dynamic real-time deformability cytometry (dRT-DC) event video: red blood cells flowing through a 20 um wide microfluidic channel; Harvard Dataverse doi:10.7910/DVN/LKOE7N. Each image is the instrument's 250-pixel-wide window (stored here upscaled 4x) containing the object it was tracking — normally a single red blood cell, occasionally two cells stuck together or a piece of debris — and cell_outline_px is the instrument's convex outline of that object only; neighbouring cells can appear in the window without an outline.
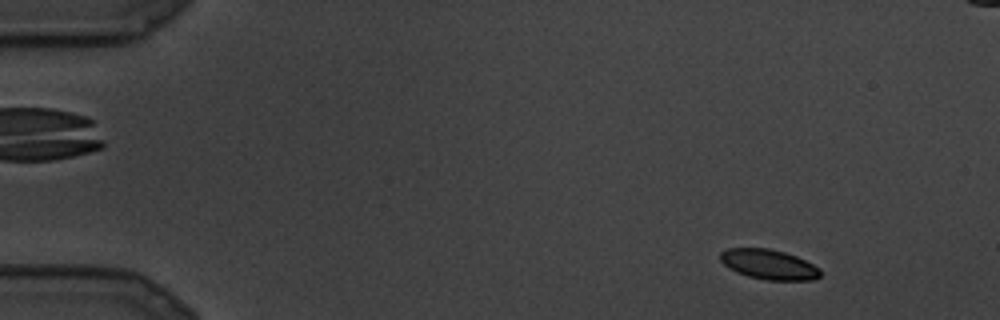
{"species": "common noctule bat (a hibernating species)", "species_latin": "Nyctalus noctula", "temperature_condition": "cold", "stored_images_in_passage": 9, "camera_frame_rate_fps": 3000, "um_per_image_px": 0.085, "animal": {"sex": "male", "body_mass_g": 19.5, "forearm_length_mm": 54.6}, "frame": {"image": 1, "passage_image": 2, "time_ms": 0.333, "image_size_px": [1000, 320], "cell_outline_px": [[820, 276], [812, 280], [768, 280], [748, 276], [736, 272], [728, 268], [720, 260], [720, 252], [728, 248], [768, 248], [784, 252], [796, 256], [820, 268]], "centroid_in_image_um": [65.33, 22.47], "position_along_channel_um": 19.7, "area_um2": 17.4}}
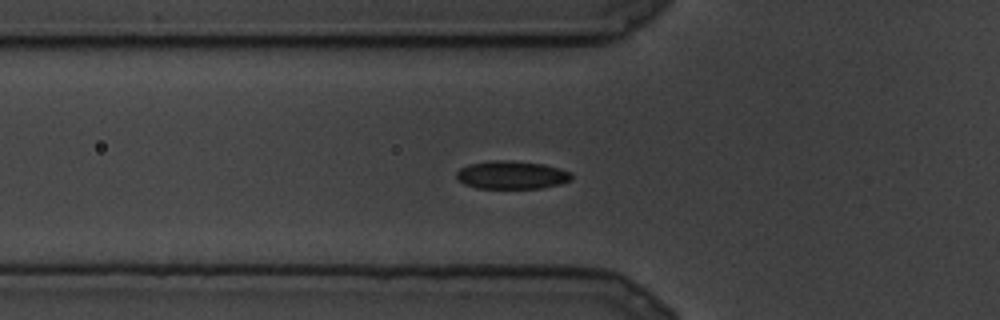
{"frame": {"image": 2, "passage_image": 9, "time_ms": 2.667, "image_size_px": [1000, 320], "cell_outline_px": [[572, 180], [560, 184], [540, 188], [476, 188], [464, 184], [456, 176], [456, 172], [460, 168], [468, 164], [488, 160], [512, 160], [544, 164], [560, 168], [572, 172]], "centroid_in_image_um": [43.5, 14.86], "position_along_channel_um": 82.3, "area_um2": 19.07}}